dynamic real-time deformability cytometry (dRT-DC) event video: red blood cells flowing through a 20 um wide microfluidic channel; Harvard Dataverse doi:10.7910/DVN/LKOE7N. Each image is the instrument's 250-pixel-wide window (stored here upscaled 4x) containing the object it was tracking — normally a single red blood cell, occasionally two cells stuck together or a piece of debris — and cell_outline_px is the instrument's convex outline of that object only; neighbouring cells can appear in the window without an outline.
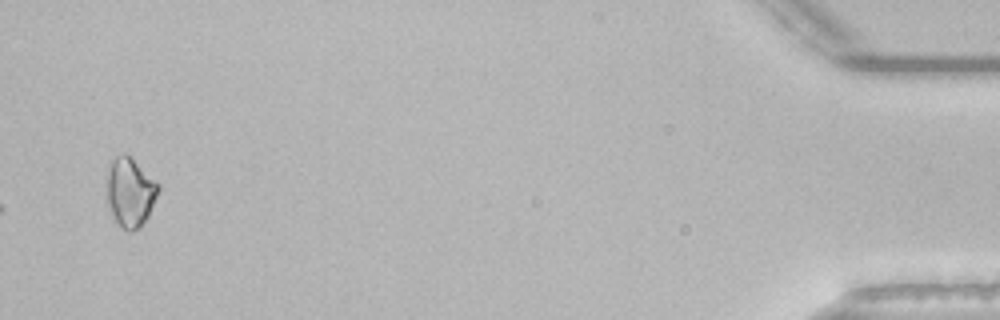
{"species": "common noctule bat (a hibernating species)", "species_latin": "Nyctalus noctula", "temperature_condition": "room temperature", "stored_images_in_passage": 39, "camera_frame_rate_fps": 3000, "um_per_image_px": 0.085, "animal": {"sex": "male", "body_mass_g": 21.5, "forearm_length_mm": 52.0}, "frame": {"image": 1, "passage_image": 39, "time_ms": 12.667, "image_size_px": [1000, 320], "cell_outline_px": [[160, 188], [148, 216], [140, 228], [132, 232], [128, 232], [116, 224], [112, 216], [108, 204], [104, 188], [104, 176], [112, 160], [116, 156], [124, 152], [160, 184]], "centroid_in_image_um": [11.0, 16.36], "position_along_channel_um": 424.2, "area_um2": 21.33}}